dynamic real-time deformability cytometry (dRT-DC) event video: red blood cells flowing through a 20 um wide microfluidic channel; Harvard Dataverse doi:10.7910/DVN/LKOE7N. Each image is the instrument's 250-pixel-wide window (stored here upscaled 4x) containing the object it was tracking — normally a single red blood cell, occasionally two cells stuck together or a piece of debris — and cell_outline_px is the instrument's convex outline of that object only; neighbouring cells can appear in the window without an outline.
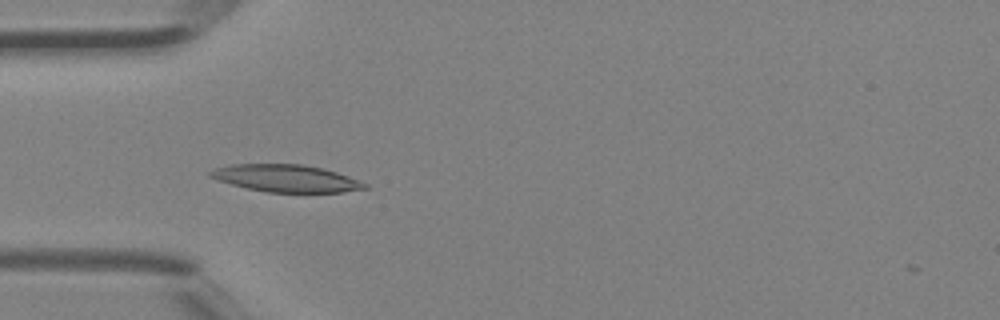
{"species": "Egyptian fruit bat (a non-hibernating species)", "species_latin": "Rousettus aegyptiacus", "temperature_condition": "room temperature", "stored_images_in_passage": 38, "camera_frame_rate_fps": 3000, "um_per_image_px": 0.085, "animal": {"sex": "female"}, "frame": {"image": 1, "passage_image": 7, "time_ms": 2.0, "image_size_px": [1000, 320], "cell_outline_px": [[368, 188], [344, 192], [268, 192], [248, 188], [232, 184], [208, 176], [208, 172], [212, 168], [232, 164], [300, 164], [320, 168], [336, 172], [348, 176], [368, 184]], "centroid_in_image_um": [24.3, 15.15], "position_along_channel_um": 60.7, "area_um2": 24.33}}
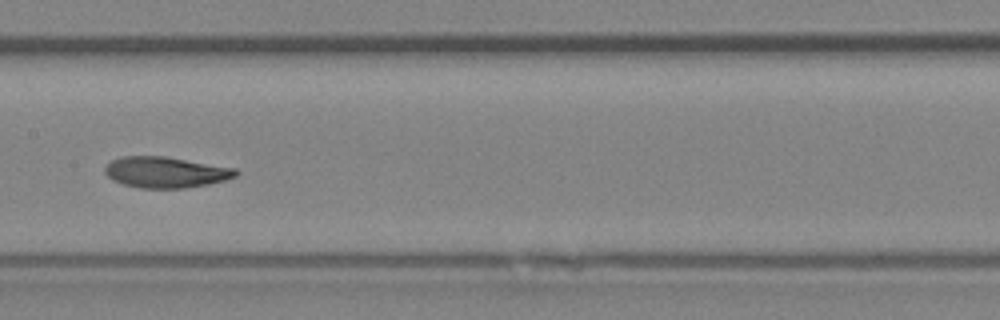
{"frame": {"image": 2, "passage_image": 16, "time_ms": 5.0, "image_size_px": [1000, 320], "cell_outline_px": [[240, 172], [236, 176], [224, 180], [208, 184], [184, 188], [140, 188], [124, 184], [112, 180], [104, 172], [104, 168], [112, 160], [120, 156], [164, 156], [236, 168]], "centroid_in_image_um": [14.08, 14.64], "position_along_channel_um": 193.3, "area_um2": 23.58}}
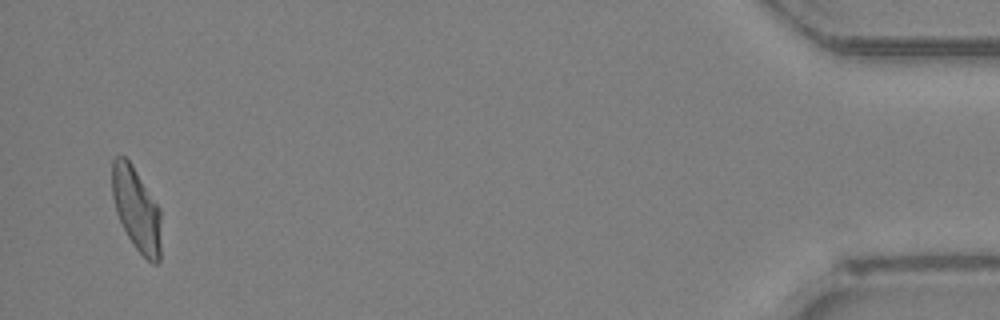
{"frame": {"image": 3, "passage_image": 37, "time_ms": 12.0, "image_size_px": [1000, 320], "cell_outline_px": [[160, 260], [156, 264], [152, 264], [136, 248], [128, 236], [116, 212], [112, 196], [112, 160], [116, 156], [124, 156], [132, 164], [160, 208]], "centroid_in_image_um": [11.59, 17.76], "position_along_channel_um": 423.6, "area_um2": 23.64}, "authors_computed_cell_mechanics": {"area_um2": 23.9292, "velocity_mm_per_s": 4.5125, "shape_relaxation_time_tau1_ms": 5.6568, "shape_relaxation_time_tau2_ms": 2.5004, "deformation_change_tau1": 0.1744, "deformation_change_tau2": 0.0897}}